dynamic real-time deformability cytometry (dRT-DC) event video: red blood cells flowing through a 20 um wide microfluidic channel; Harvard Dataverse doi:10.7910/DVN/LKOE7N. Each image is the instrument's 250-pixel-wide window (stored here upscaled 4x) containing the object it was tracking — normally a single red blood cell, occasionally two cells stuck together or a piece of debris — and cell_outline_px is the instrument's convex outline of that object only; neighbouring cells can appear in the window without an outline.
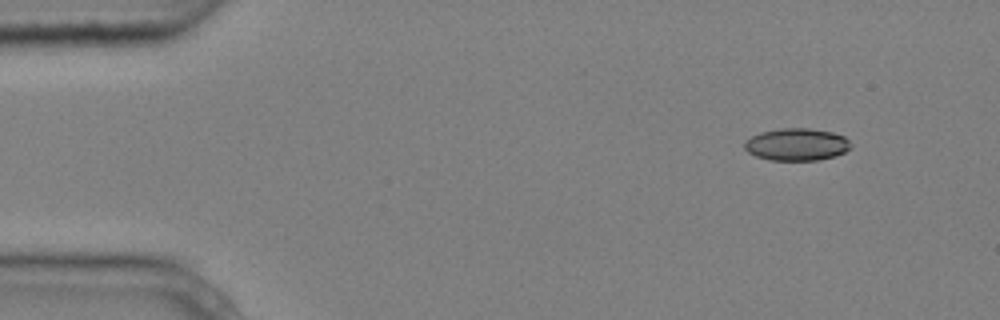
{"species": "common noctule bat (a hibernating species)", "species_latin": "Nyctalus noctula", "temperature_condition": "cold", "stored_images_in_passage": 4, "camera_frame_rate_fps": 3000, "um_per_image_px": 0.085, "animal": {"sex": "male", "body_mass_g": 20.4}, "frame": {"image": 1, "passage_image": 1, "time_ms": 0.0, "image_size_px": [1000, 320], "cell_outline_px": [[852, 148], [836, 156], [820, 160], [768, 160], [756, 156], [748, 152], [744, 148], [744, 140], [760, 132], [780, 128], [808, 128], [832, 132], [844, 136], [852, 144]], "centroid_in_image_um": [67.72, 12.28], "position_along_channel_um": 17.3, "area_um2": 20.23}}
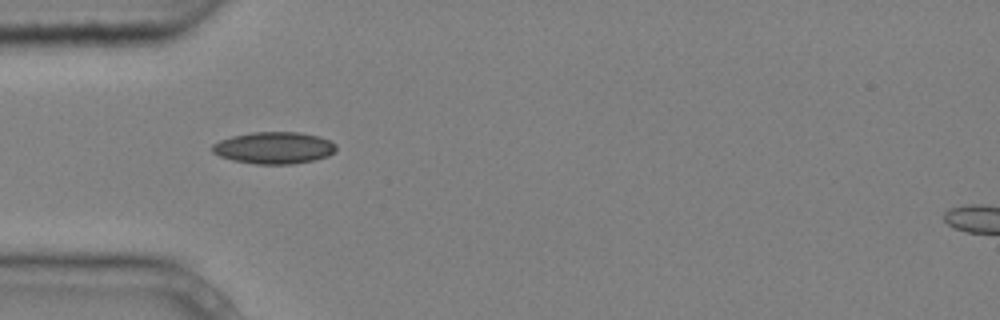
{"frame": {"image": 2, "passage_image": 4, "time_ms": 1.0, "image_size_px": [1000, 320], "cell_outline_px": [[336, 152], [328, 156], [312, 160], [292, 164], [256, 164], [232, 160], [220, 156], [212, 152], [212, 144], [220, 140], [232, 136], [252, 132], [300, 132], [320, 136], [336, 144]], "centroid_in_image_um": [23.3, 12.56], "position_along_channel_um": 61.7, "area_um2": 23.06}}